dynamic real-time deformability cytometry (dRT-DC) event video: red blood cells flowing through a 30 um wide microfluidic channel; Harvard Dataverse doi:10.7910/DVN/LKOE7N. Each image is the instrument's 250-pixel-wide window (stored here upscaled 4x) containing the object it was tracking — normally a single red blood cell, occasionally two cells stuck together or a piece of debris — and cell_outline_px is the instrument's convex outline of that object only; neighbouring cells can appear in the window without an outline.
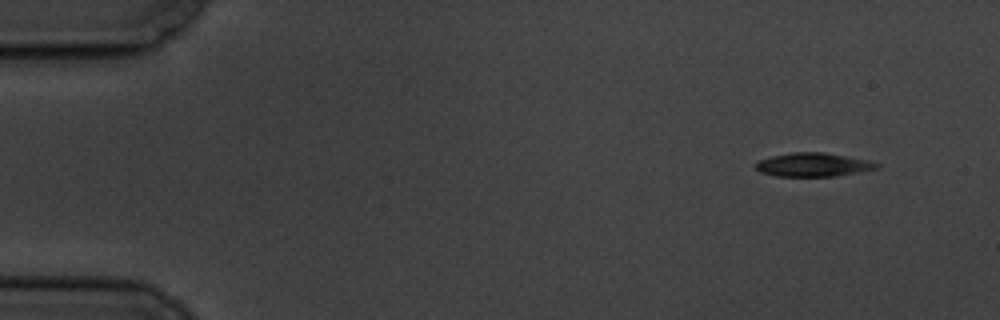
{"species": "common noctule bat (a hibernating species)", "species_latin": "Nyctalus noctula", "temperature_condition": "cold", "stored_images_in_passage": 4, "camera_frame_rate_fps": 3000, "um_per_image_px": 0.085, "animal": {"sex": "male", "body_mass_g": 19.5, "forearm_length_mm": 54.6}, "frame": {"image": 1, "passage_image": 1, "time_ms": 0.0, "image_size_px": [1000, 320], "cell_outline_px": [[880, 168], [860, 172], [832, 176], [776, 176], [760, 172], [756, 168], [756, 164], [760, 160], [772, 156], [792, 152], [824, 152], [872, 160], [880, 164]], "centroid_in_image_um": [69.19, 13.99], "position_along_channel_um": 15.8, "area_um2": 16.76}}
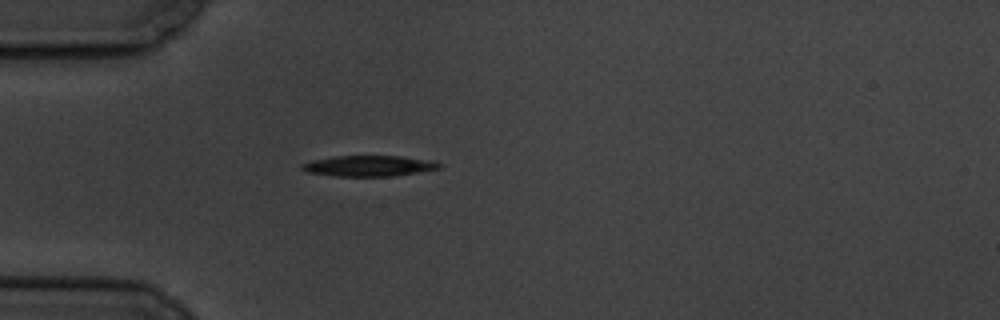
{"frame": {"image": 2, "passage_image": 4, "time_ms": 4.0, "image_size_px": [1000, 320], "cell_outline_px": [[444, 164], [440, 168], [392, 176], [336, 176], [304, 172], [300, 168], [300, 164], [312, 160], [336, 156], [400, 156], [432, 160]], "centroid_in_image_um": [31.32, 14.1], "position_along_channel_um": 53.7, "area_um2": 16.65}}